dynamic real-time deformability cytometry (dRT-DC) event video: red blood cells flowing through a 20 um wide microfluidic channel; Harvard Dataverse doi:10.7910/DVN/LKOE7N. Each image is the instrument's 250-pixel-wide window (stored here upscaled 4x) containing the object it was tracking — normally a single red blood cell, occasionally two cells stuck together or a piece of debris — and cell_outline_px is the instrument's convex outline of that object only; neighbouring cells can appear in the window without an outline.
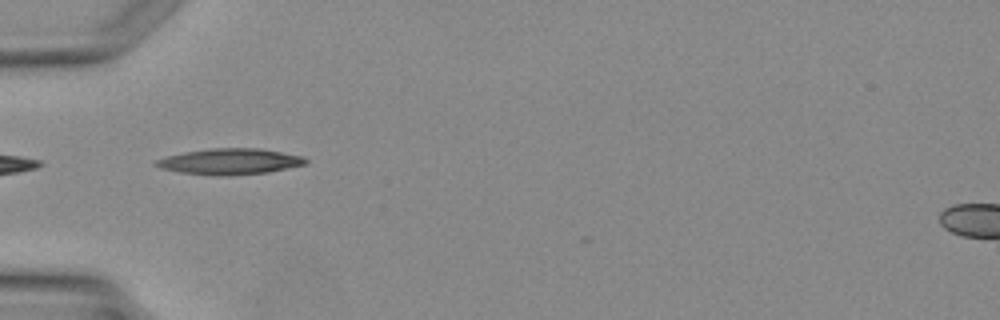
{"species": "Egyptian fruit bat (a non-hibernating species)", "species_latin": "Rousettus aegyptiacus", "temperature_condition": "warm", "stored_images_in_passage": 1, "camera_frame_rate_fps": 3000, "um_per_image_px": 0.085, "animal": {"sex": "female"}, "frame": {"image": 1, "passage_image": 1, "time_ms": 0.0, "image_size_px": [1000, 320], "cell_outline_px": [[308, 160], [304, 164], [268, 172], [228, 176], [180, 172], [160, 168], [152, 164], [156, 160], [168, 156], [184, 152], [208, 148], [256, 148], [304, 156]], "centroid_in_image_um": [19.51, 13.72], "position_along_channel_um": 65.5, "area_um2": 22.37}}